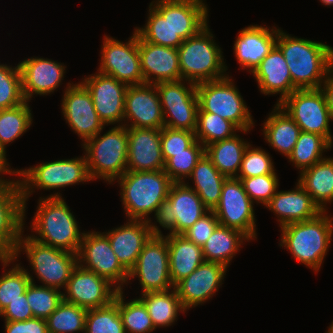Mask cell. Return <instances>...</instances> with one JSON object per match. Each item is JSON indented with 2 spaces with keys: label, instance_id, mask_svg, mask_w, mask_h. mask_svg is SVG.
Masks as SVG:
<instances>
[{
  "label": "cell",
  "instance_id": "6da1fadb",
  "mask_svg": "<svg viewBox=\"0 0 333 333\" xmlns=\"http://www.w3.org/2000/svg\"><path fill=\"white\" fill-rule=\"evenodd\" d=\"M278 29L276 46L288 65L297 89H317L333 67V47L320 41L298 38Z\"/></svg>",
  "mask_w": 333,
  "mask_h": 333
},
{
  "label": "cell",
  "instance_id": "7a4b0ae2",
  "mask_svg": "<svg viewBox=\"0 0 333 333\" xmlns=\"http://www.w3.org/2000/svg\"><path fill=\"white\" fill-rule=\"evenodd\" d=\"M29 236L54 248L78 253L84 231L63 197H39ZM35 233V234H34ZM37 234V235H36Z\"/></svg>",
  "mask_w": 333,
  "mask_h": 333
},
{
  "label": "cell",
  "instance_id": "3957f363",
  "mask_svg": "<svg viewBox=\"0 0 333 333\" xmlns=\"http://www.w3.org/2000/svg\"><path fill=\"white\" fill-rule=\"evenodd\" d=\"M323 211L311 220L287 224L280 229V247L294 259L318 273L333 239V216Z\"/></svg>",
  "mask_w": 333,
  "mask_h": 333
},
{
  "label": "cell",
  "instance_id": "277c9868",
  "mask_svg": "<svg viewBox=\"0 0 333 333\" xmlns=\"http://www.w3.org/2000/svg\"><path fill=\"white\" fill-rule=\"evenodd\" d=\"M18 183L23 201V225H25L27 202L35 189L54 190L55 193L41 197H62L60 189L91 182L85 154L71 159L39 163L19 169ZM56 190H58L56 192Z\"/></svg>",
  "mask_w": 333,
  "mask_h": 333
},
{
  "label": "cell",
  "instance_id": "5b68a950",
  "mask_svg": "<svg viewBox=\"0 0 333 333\" xmlns=\"http://www.w3.org/2000/svg\"><path fill=\"white\" fill-rule=\"evenodd\" d=\"M116 181L126 220L145 221H149V215L167 199L173 183L164 170L126 171Z\"/></svg>",
  "mask_w": 333,
  "mask_h": 333
},
{
  "label": "cell",
  "instance_id": "8992f818",
  "mask_svg": "<svg viewBox=\"0 0 333 333\" xmlns=\"http://www.w3.org/2000/svg\"><path fill=\"white\" fill-rule=\"evenodd\" d=\"M207 24L195 36L184 40L177 48L181 79L199 84L228 75L222 48Z\"/></svg>",
  "mask_w": 333,
  "mask_h": 333
},
{
  "label": "cell",
  "instance_id": "52a82bcc",
  "mask_svg": "<svg viewBox=\"0 0 333 333\" xmlns=\"http://www.w3.org/2000/svg\"><path fill=\"white\" fill-rule=\"evenodd\" d=\"M110 128L81 146L92 181L101 179L113 185L127 171L128 136L124 125Z\"/></svg>",
  "mask_w": 333,
  "mask_h": 333
},
{
  "label": "cell",
  "instance_id": "ba28073f",
  "mask_svg": "<svg viewBox=\"0 0 333 333\" xmlns=\"http://www.w3.org/2000/svg\"><path fill=\"white\" fill-rule=\"evenodd\" d=\"M24 233L23 229L13 257L18 259L23 251L31 265L30 271L33 270L32 274L43 286L64 290L73 269L78 265L77 253L40 243Z\"/></svg>",
  "mask_w": 333,
  "mask_h": 333
},
{
  "label": "cell",
  "instance_id": "9c48e42d",
  "mask_svg": "<svg viewBox=\"0 0 333 333\" xmlns=\"http://www.w3.org/2000/svg\"><path fill=\"white\" fill-rule=\"evenodd\" d=\"M208 211L191 187L184 182L172 183L167 199L154 213L156 221L151 218L148 223L153 235H164L159 226L169 230L167 234H183Z\"/></svg>",
  "mask_w": 333,
  "mask_h": 333
},
{
  "label": "cell",
  "instance_id": "30bf717a",
  "mask_svg": "<svg viewBox=\"0 0 333 333\" xmlns=\"http://www.w3.org/2000/svg\"><path fill=\"white\" fill-rule=\"evenodd\" d=\"M198 111L210 112L231 121L240 131L255 126L235 81L229 74L221 79L196 84Z\"/></svg>",
  "mask_w": 333,
  "mask_h": 333
},
{
  "label": "cell",
  "instance_id": "8fae6325",
  "mask_svg": "<svg viewBox=\"0 0 333 333\" xmlns=\"http://www.w3.org/2000/svg\"><path fill=\"white\" fill-rule=\"evenodd\" d=\"M278 105L288 113L302 132L321 135L333 146L329 125L333 118L320 88L296 89Z\"/></svg>",
  "mask_w": 333,
  "mask_h": 333
},
{
  "label": "cell",
  "instance_id": "7c38bea8",
  "mask_svg": "<svg viewBox=\"0 0 333 333\" xmlns=\"http://www.w3.org/2000/svg\"><path fill=\"white\" fill-rule=\"evenodd\" d=\"M78 265L107 279L119 291L128 284L129 272L115 255L108 237L99 231H84L77 253Z\"/></svg>",
  "mask_w": 333,
  "mask_h": 333
},
{
  "label": "cell",
  "instance_id": "4fadbf2b",
  "mask_svg": "<svg viewBox=\"0 0 333 333\" xmlns=\"http://www.w3.org/2000/svg\"><path fill=\"white\" fill-rule=\"evenodd\" d=\"M139 281L141 294L172 289L169 270V249L165 235H152L129 271L128 283Z\"/></svg>",
  "mask_w": 333,
  "mask_h": 333
},
{
  "label": "cell",
  "instance_id": "5bb4252c",
  "mask_svg": "<svg viewBox=\"0 0 333 333\" xmlns=\"http://www.w3.org/2000/svg\"><path fill=\"white\" fill-rule=\"evenodd\" d=\"M98 72L112 76L128 86L144 83L138 52V34L134 30L127 42L104 35Z\"/></svg>",
  "mask_w": 333,
  "mask_h": 333
},
{
  "label": "cell",
  "instance_id": "9a60e30c",
  "mask_svg": "<svg viewBox=\"0 0 333 333\" xmlns=\"http://www.w3.org/2000/svg\"><path fill=\"white\" fill-rule=\"evenodd\" d=\"M254 206L244 190L242 181L229 177L224 181L220 201L213 212L220 225L239 230L254 241L257 239Z\"/></svg>",
  "mask_w": 333,
  "mask_h": 333
},
{
  "label": "cell",
  "instance_id": "2e32d148",
  "mask_svg": "<svg viewBox=\"0 0 333 333\" xmlns=\"http://www.w3.org/2000/svg\"><path fill=\"white\" fill-rule=\"evenodd\" d=\"M61 101L63 118L82 140L81 145L106 128L98 117L89 90L81 81L75 84L68 82Z\"/></svg>",
  "mask_w": 333,
  "mask_h": 333
},
{
  "label": "cell",
  "instance_id": "e0dca14e",
  "mask_svg": "<svg viewBox=\"0 0 333 333\" xmlns=\"http://www.w3.org/2000/svg\"><path fill=\"white\" fill-rule=\"evenodd\" d=\"M86 86L99 119L108 125H123L125 93L128 85L100 72L86 75Z\"/></svg>",
  "mask_w": 333,
  "mask_h": 333
},
{
  "label": "cell",
  "instance_id": "ac0fdd59",
  "mask_svg": "<svg viewBox=\"0 0 333 333\" xmlns=\"http://www.w3.org/2000/svg\"><path fill=\"white\" fill-rule=\"evenodd\" d=\"M63 291L65 302L89 310L110 304L119 290L107 279L77 265Z\"/></svg>",
  "mask_w": 333,
  "mask_h": 333
},
{
  "label": "cell",
  "instance_id": "d6986e66",
  "mask_svg": "<svg viewBox=\"0 0 333 333\" xmlns=\"http://www.w3.org/2000/svg\"><path fill=\"white\" fill-rule=\"evenodd\" d=\"M123 125L127 128L164 127V118L156 85L128 86L125 93Z\"/></svg>",
  "mask_w": 333,
  "mask_h": 333
},
{
  "label": "cell",
  "instance_id": "ffe728a7",
  "mask_svg": "<svg viewBox=\"0 0 333 333\" xmlns=\"http://www.w3.org/2000/svg\"><path fill=\"white\" fill-rule=\"evenodd\" d=\"M227 269L220 263L204 261L179 281L174 288L183 308L188 311L212 299L222 286Z\"/></svg>",
  "mask_w": 333,
  "mask_h": 333
},
{
  "label": "cell",
  "instance_id": "44dd1931",
  "mask_svg": "<svg viewBox=\"0 0 333 333\" xmlns=\"http://www.w3.org/2000/svg\"><path fill=\"white\" fill-rule=\"evenodd\" d=\"M21 72L22 93L30 102L34 95H51L59 88L66 74V65L52 59L33 56L18 63Z\"/></svg>",
  "mask_w": 333,
  "mask_h": 333
},
{
  "label": "cell",
  "instance_id": "7402d4cb",
  "mask_svg": "<svg viewBox=\"0 0 333 333\" xmlns=\"http://www.w3.org/2000/svg\"><path fill=\"white\" fill-rule=\"evenodd\" d=\"M278 29L277 26L254 24L239 31L233 46L239 70L246 69L250 74L255 70L276 45Z\"/></svg>",
  "mask_w": 333,
  "mask_h": 333
},
{
  "label": "cell",
  "instance_id": "603a6c76",
  "mask_svg": "<svg viewBox=\"0 0 333 333\" xmlns=\"http://www.w3.org/2000/svg\"><path fill=\"white\" fill-rule=\"evenodd\" d=\"M127 171L164 169L161 150V129L127 128Z\"/></svg>",
  "mask_w": 333,
  "mask_h": 333
},
{
  "label": "cell",
  "instance_id": "cb8c5ba5",
  "mask_svg": "<svg viewBox=\"0 0 333 333\" xmlns=\"http://www.w3.org/2000/svg\"><path fill=\"white\" fill-rule=\"evenodd\" d=\"M138 52L144 83L181 80L179 54L176 48L151 44L138 35Z\"/></svg>",
  "mask_w": 333,
  "mask_h": 333
},
{
  "label": "cell",
  "instance_id": "d4e9b609",
  "mask_svg": "<svg viewBox=\"0 0 333 333\" xmlns=\"http://www.w3.org/2000/svg\"><path fill=\"white\" fill-rule=\"evenodd\" d=\"M124 225L103 232L121 265L129 272L136 264L146 242L153 235L148 221L126 220Z\"/></svg>",
  "mask_w": 333,
  "mask_h": 333
},
{
  "label": "cell",
  "instance_id": "484cf974",
  "mask_svg": "<svg viewBox=\"0 0 333 333\" xmlns=\"http://www.w3.org/2000/svg\"><path fill=\"white\" fill-rule=\"evenodd\" d=\"M265 208L276 215L280 228L287 224L311 220L323 212L298 182L294 189L277 190Z\"/></svg>",
  "mask_w": 333,
  "mask_h": 333
},
{
  "label": "cell",
  "instance_id": "4316f807",
  "mask_svg": "<svg viewBox=\"0 0 333 333\" xmlns=\"http://www.w3.org/2000/svg\"><path fill=\"white\" fill-rule=\"evenodd\" d=\"M251 74L258 83L261 94H280L276 104L281 103L297 89L293 85L284 56L276 45Z\"/></svg>",
  "mask_w": 333,
  "mask_h": 333
},
{
  "label": "cell",
  "instance_id": "83f0119b",
  "mask_svg": "<svg viewBox=\"0 0 333 333\" xmlns=\"http://www.w3.org/2000/svg\"><path fill=\"white\" fill-rule=\"evenodd\" d=\"M23 225V201L19 183L0 184V241L14 253Z\"/></svg>",
  "mask_w": 333,
  "mask_h": 333
},
{
  "label": "cell",
  "instance_id": "f1b7e54d",
  "mask_svg": "<svg viewBox=\"0 0 333 333\" xmlns=\"http://www.w3.org/2000/svg\"><path fill=\"white\" fill-rule=\"evenodd\" d=\"M147 15L145 25L134 29L144 41L176 49L182 44L172 26V0H153Z\"/></svg>",
  "mask_w": 333,
  "mask_h": 333
},
{
  "label": "cell",
  "instance_id": "f546056e",
  "mask_svg": "<svg viewBox=\"0 0 333 333\" xmlns=\"http://www.w3.org/2000/svg\"><path fill=\"white\" fill-rule=\"evenodd\" d=\"M274 105L261 126L262 134L268 146L288 158L296 145L301 130L283 108L278 104Z\"/></svg>",
  "mask_w": 333,
  "mask_h": 333
},
{
  "label": "cell",
  "instance_id": "4dcf8cb0",
  "mask_svg": "<svg viewBox=\"0 0 333 333\" xmlns=\"http://www.w3.org/2000/svg\"><path fill=\"white\" fill-rule=\"evenodd\" d=\"M166 239L169 249L170 276L175 286L205 260L202 247L191 242L184 235L167 234Z\"/></svg>",
  "mask_w": 333,
  "mask_h": 333
},
{
  "label": "cell",
  "instance_id": "1f68e13d",
  "mask_svg": "<svg viewBox=\"0 0 333 333\" xmlns=\"http://www.w3.org/2000/svg\"><path fill=\"white\" fill-rule=\"evenodd\" d=\"M299 176L298 183L312 200L322 211H328V204L333 203V157L324 158Z\"/></svg>",
  "mask_w": 333,
  "mask_h": 333
},
{
  "label": "cell",
  "instance_id": "d6a6232c",
  "mask_svg": "<svg viewBox=\"0 0 333 333\" xmlns=\"http://www.w3.org/2000/svg\"><path fill=\"white\" fill-rule=\"evenodd\" d=\"M227 178L217 170L205 153L188 177L194 185L189 184V181L184 183L198 194L209 211H213L220 201L222 187Z\"/></svg>",
  "mask_w": 333,
  "mask_h": 333
},
{
  "label": "cell",
  "instance_id": "836d02e7",
  "mask_svg": "<svg viewBox=\"0 0 333 333\" xmlns=\"http://www.w3.org/2000/svg\"><path fill=\"white\" fill-rule=\"evenodd\" d=\"M251 240L239 230L218 225L202 246L204 260L215 262L229 268L241 246Z\"/></svg>",
  "mask_w": 333,
  "mask_h": 333
},
{
  "label": "cell",
  "instance_id": "e575fe53",
  "mask_svg": "<svg viewBox=\"0 0 333 333\" xmlns=\"http://www.w3.org/2000/svg\"><path fill=\"white\" fill-rule=\"evenodd\" d=\"M204 0H172V26L183 40L195 36L209 23Z\"/></svg>",
  "mask_w": 333,
  "mask_h": 333
},
{
  "label": "cell",
  "instance_id": "d590c367",
  "mask_svg": "<svg viewBox=\"0 0 333 333\" xmlns=\"http://www.w3.org/2000/svg\"><path fill=\"white\" fill-rule=\"evenodd\" d=\"M250 142L240 134L213 142L205 147L206 155L212 160L217 170L226 177L238 175L244 152Z\"/></svg>",
  "mask_w": 333,
  "mask_h": 333
},
{
  "label": "cell",
  "instance_id": "8d00e7d4",
  "mask_svg": "<svg viewBox=\"0 0 333 333\" xmlns=\"http://www.w3.org/2000/svg\"><path fill=\"white\" fill-rule=\"evenodd\" d=\"M146 306L154 327H170L177 322L179 313H186L175 288L167 291L146 292L138 297Z\"/></svg>",
  "mask_w": 333,
  "mask_h": 333
},
{
  "label": "cell",
  "instance_id": "74e56055",
  "mask_svg": "<svg viewBox=\"0 0 333 333\" xmlns=\"http://www.w3.org/2000/svg\"><path fill=\"white\" fill-rule=\"evenodd\" d=\"M332 147L323 136L301 131L296 145L287 159L299 170L300 174L326 158L323 155L324 152H328Z\"/></svg>",
  "mask_w": 333,
  "mask_h": 333
},
{
  "label": "cell",
  "instance_id": "f35d334b",
  "mask_svg": "<svg viewBox=\"0 0 333 333\" xmlns=\"http://www.w3.org/2000/svg\"><path fill=\"white\" fill-rule=\"evenodd\" d=\"M29 103L25 100L18 106L0 110V144L5 149L32 126L33 114Z\"/></svg>",
  "mask_w": 333,
  "mask_h": 333
},
{
  "label": "cell",
  "instance_id": "ab89813d",
  "mask_svg": "<svg viewBox=\"0 0 333 333\" xmlns=\"http://www.w3.org/2000/svg\"><path fill=\"white\" fill-rule=\"evenodd\" d=\"M124 290L118 291L114 301L126 333H152L156 331L144 303L137 297L125 300Z\"/></svg>",
  "mask_w": 333,
  "mask_h": 333
},
{
  "label": "cell",
  "instance_id": "60d3db41",
  "mask_svg": "<svg viewBox=\"0 0 333 333\" xmlns=\"http://www.w3.org/2000/svg\"><path fill=\"white\" fill-rule=\"evenodd\" d=\"M250 131H240L231 121L223 119L217 114L198 111L197 126L194 133L196 140L206 147L213 142L231 138L238 132L248 134Z\"/></svg>",
  "mask_w": 333,
  "mask_h": 333
},
{
  "label": "cell",
  "instance_id": "b9f144b4",
  "mask_svg": "<svg viewBox=\"0 0 333 333\" xmlns=\"http://www.w3.org/2000/svg\"><path fill=\"white\" fill-rule=\"evenodd\" d=\"M17 261L19 260L12 257V259L1 263L4 270L0 276V312L10 302L21 298V294L26 292L27 287L31 283L24 265L22 266V263H17ZM10 264L13 266L6 269Z\"/></svg>",
  "mask_w": 333,
  "mask_h": 333
},
{
  "label": "cell",
  "instance_id": "7bdbcfd3",
  "mask_svg": "<svg viewBox=\"0 0 333 333\" xmlns=\"http://www.w3.org/2000/svg\"><path fill=\"white\" fill-rule=\"evenodd\" d=\"M87 309L65 302L46 319L48 333H85Z\"/></svg>",
  "mask_w": 333,
  "mask_h": 333
},
{
  "label": "cell",
  "instance_id": "ee69618b",
  "mask_svg": "<svg viewBox=\"0 0 333 333\" xmlns=\"http://www.w3.org/2000/svg\"><path fill=\"white\" fill-rule=\"evenodd\" d=\"M25 270L31 279V283L26 290V298L33 313V317L46 320L63 301V291L36 284L30 271L28 269Z\"/></svg>",
  "mask_w": 333,
  "mask_h": 333
},
{
  "label": "cell",
  "instance_id": "f6af8a7d",
  "mask_svg": "<svg viewBox=\"0 0 333 333\" xmlns=\"http://www.w3.org/2000/svg\"><path fill=\"white\" fill-rule=\"evenodd\" d=\"M205 154V147L196 140L185 152L173 154L164 165V171L173 183H182L190 176L198 161Z\"/></svg>",
  "mask_w": 333,
  "mask_h": 333
},
{
  "label": "cell",
  "instance_id": "bcb514c9",
  "mask_svg": "<svg viewBox=\"0 0 333 333\" xmlns=\"http://www.w3.org/2000/svg\"><path fill=\"white\" fill-rule=\"evenodd\" d=\"M85 333H126L114 300L106 306L87 310Z\"/></svg>",
  "mask_w": 333,
  "mask_h": 333
},
{
  "label": "cell",
  "instance_id": "7dc6e473",
  "mask_svg": "<svg viewBox=\"0 0 333 333\" xmlns=\"http://www.w3.org/2000/svg\"><path fill=\"white\" fill-rule=\"evenodd\" d=\"M161 107H177L198 104L196 84L183 79L155 84Z\"/></svg>",
  "mask_w": 333,
  "mask_h": 333
},
{
  "label": "cell",
  "instance_id": "c3c4849f",
  "mask_svg": "<svg viewBox=\"0 0 333 333\" xmlns=\"http://www.w3.org/2000/svg\"><path fill=\"white\" fill-rule=\"evenodd\" d=\"M24 101L19 65L0 63V110L18 106Z\"/></svg>",
  "mask_w": 333,
  "mask_h": 333
},
{
  "label": "cell",
  "instance_id": "681fc988",
  "mask_svg": "<svg viewBox=\"0 0 333 333\" xmlns=\"http://www.w3.org/2000/svg\"><path fill=\"white\" fill-rule=\"evenodd\" d=\"M265 174H277L271 155L265 149L249 144L235 178H249Z\"/></svg>",
  "mask_w": 333,
  "mask_h": 333
},
{
  "label": "cell",
  "instance_id": "f907efd6",
  "mask_svg": "<svg viewBox=\"0 0 333 333\" xmlns=\"http://www.w3.org/2000/svg\"><path fill=\"white\" fill-rule=\"evenodd\" d=\"M242 181L243 187L251 201L255 204L265 205L277 192L280 184L277 174H265L249 178H237Z\"/></svg>",
  "mask_w": 333,
  "mask_h": 333
},
{
  "label": "cell",
  "instance_id": "816d5d0a",
  "mask_svg": "<svg viewBox=\"0 0 333 333\" xmlns=\"http://www.w3.org/2000/svg\"><path fill=\"white\" fill-rule=\"evenodd\" d=\"M199 104H184L177 107H162L164 126L194 131L197 126Z\"/></svg>",
  "mask_w": 333,
  "mask_h": 333
},
{
  "label": "cell",
  "instance_id": "f5cc1de1",
  "mask_svg": "<svg viewBox=\"0 0 333 333\" xmlns=\"http://www.w3.org/2000/svg\"><path fill=\"white\" fill-rule=\"evenodd\" d=\"M196 141L194 131L172 129L164 126L161 129V150L164 162L179 152H185Z\"/></svg>",
  "mask_w": 333,
  "mask_h": 333
},
{
  "label": "cell",
  "instance_id": "db71d44e",
  "mask_svg": "<svg viewBox=\"0 0 333 333\" xmlns=\"http://www.w3.org/2000/svg\"><path fill=\"white\" fill-rule=\"evenodd\" d=\"M219 224L215 213L213 211H208L182 235L191 242L202 247Z\"/></svg>",
  "mask_w": 333,
  "mask_h": 333
},
{
  "label": "cell",
  "instance_id": "11a10c76",
  "mask_svg": "<svg viewBox=\"0 0 333 333\" xmlns=\"http://www.w3.org/2000/svg\"><path fill=\"white\" fill-rule=\"evenodd\" d=\"M0 317L4 322L25 321L33 318V313L26 298V292L21 294V298L10 302L1 312Z\"/></svg>",
  "mask_w": 333,
  "mask_h": 333
},
{
  "label": "cell",
  "instance_id": "9f6ffc18",
  "mask_svg": "<svg viewBox=\"0 0 333 333\" xmlns=\"http://www.w3.org/2000/svg\"><path fill=\"white\" fill-rule=\"evenodd\" d=\"M5 333H48L47 322L33 317L25 321L4 322Z\"/></svg>",
  "mask_w": 333,
  "mask_h": 333
},
{
  "label": "cell",
  "instance_id": "6f0895ef",
  "mask_svg": "<svg viewBox=\"0 0 333 333\" xmlns=\"http://www.w3.org/2000/svg\"><path fill=\"white\" fill-rule=\"evenodd\" d=\"M6 149L0 144V184H5V183H18V179H5L4 175H14V176H19V169H13L10 167V163L8 162V159L6 158Z\"/></svg>",
  "mask_w": 333,
  "mask_h": 333
},
{
  "label": "cell",
  "instance_id": "680465c9",
  "mask_svg": "<svg viewBox=\"0 0 333 333\" xmlns=\"http://www.w3.org/2000/svg\"><path fill=\"white\" fill-rule=\"evenodd\" d=\"M320 89L324 95L330 115L333 118V67L328 71Z\"/></svg>",
  "mask_w": 333,
  "mask_h": 333
},
{
  "label": "cell",
  "instance_id": "91938a15",
  "mask_svg": "<svg viewBox=\"0 0 333 333\" xmlns=\"http://www.w3.org/2000/svg\"><path fill=\"white\" fill-rule=\"evenodd\" d=\"M13 253L0 241V262L12 259Z\"/></svg>",
  "mask_w": 333,
  "mask_h": 333
},
{
  "label": "cell",
  "instance_id": "94428289",
  "mask_svg": "<svg viewBox=\"0 0 333 333\" xmlns=\"http://www.w3.org/2000/svg\"><path fill=\"white\" fill-rule=\"evenodd\" d=\"M319 1L324 5V7L325 6H329V7L333 6V0H319Z\"/></svg>",
  "mask_w": 333,
  "mask_h": 333
},
{
  "label": "cell",
  "instance_id": "6125c7cd",
  "mask_svg": "<svg viewBox=\"0 0 333 333\" xmlns=\"http://www.w3.org/2000/svg\"><path fill=\"white\" fill-rule=\"evenodd\" d=\"M326 333H333V321L329 325L328 330L326 331Z\"/></svg>",
  "mask_w": 333,
  "mask_h": 333
}]
</instances>
